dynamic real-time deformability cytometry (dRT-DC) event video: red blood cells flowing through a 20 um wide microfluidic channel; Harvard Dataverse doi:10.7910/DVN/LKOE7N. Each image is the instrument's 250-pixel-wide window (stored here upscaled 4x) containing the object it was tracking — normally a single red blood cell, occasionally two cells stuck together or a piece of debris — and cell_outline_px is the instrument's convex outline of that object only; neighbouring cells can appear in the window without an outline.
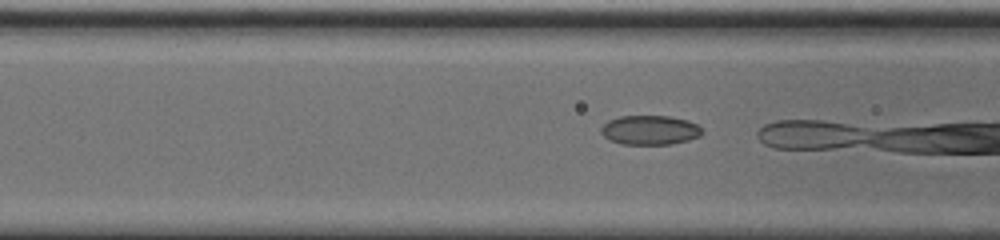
{"species": "common noctule bat (a hibernating species)", "species_latin": "Nyctalus noctula", "temperature_condition": "cold", "stored_images_in_passage": 9, "camera_frame_rate_fps": 3000, "um_per_image_px": 0.085, "animal": {"sex": "male", "body_mass_g": 20.0, "forearm_length_mm": 53.3}, "frame": {"image": 1, "passage_image": 4, "time_ms": 1.0, "image_size_px": [1000, 240], "cell_outline_px": [[704, 132], [700, 136], [688, 140], [672, 144], [620, 144], [608, 140], [600, 132], [600, 128], [608, 120], [620, 116], [668, 116], [688, 120], [696, 124]], "centroid_in_image_um": [55.22, 11.06], "position_along_channel_um": 111.4, "area_um2": 17.4}}
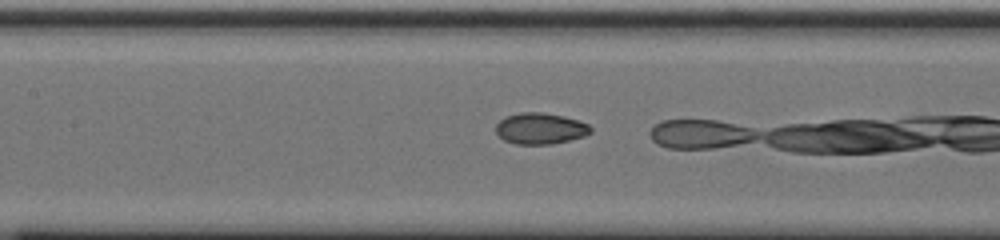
{"frame": {"image": 2, "passage_image": 8, "time_ms": 2.333, "image_size_px": [1000, 240], "cell_outline_px": [[592, 132], [584, 136], [552, 144], [516, 144], [504, 140], [496, 132], [496, 124], [504, 116], [520, 112], [544, 112], [564, 116], [588, 124], [592, 128]], "centroid_in_image_um": [45.91, 10.91], "position_along_channel_um": 161.5, "area_um2": 17.28}}